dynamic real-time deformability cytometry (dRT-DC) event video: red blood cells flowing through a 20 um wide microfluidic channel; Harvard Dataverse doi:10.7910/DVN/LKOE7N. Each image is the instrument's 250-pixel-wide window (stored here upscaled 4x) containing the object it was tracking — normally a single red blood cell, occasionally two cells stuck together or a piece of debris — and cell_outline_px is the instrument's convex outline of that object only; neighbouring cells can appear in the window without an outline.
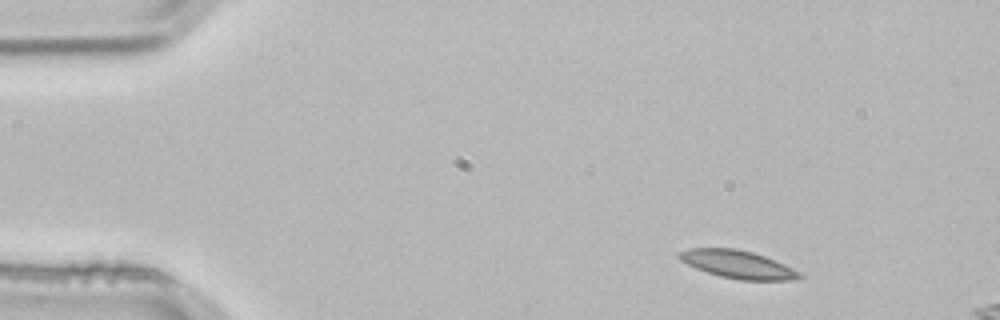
{"species": "common noctule bat (a hibernating species)", "species_latin": "Nyctalus noctula", "temperature_condition": "room temperature", "stored_images_in_passage": 3, "camera_frame_rate_fps": 3000, "um_per_image_px": 0.085, "animal": {"sex": "male", "body_mass_g": 21.5, "forearm_length_mm": 52.0}, "frame": {"image": 1, "passage_image": 1, "time_ms": 0.0, "image_size_px": [1000, 320], "cell_outline_px": [[804, 276], [796, 280], [740, 280], [720, 276], [696, 268], [680, 260], [676, 256], [676, 252], [688, 248], [736, 248], [752, 252], [764, 256], [784, 264], [800, 272]], "centroid_in_image_um": [62.69, 22.46], "position_along_channel_um": 22.3, "area_um2": 19.59}}